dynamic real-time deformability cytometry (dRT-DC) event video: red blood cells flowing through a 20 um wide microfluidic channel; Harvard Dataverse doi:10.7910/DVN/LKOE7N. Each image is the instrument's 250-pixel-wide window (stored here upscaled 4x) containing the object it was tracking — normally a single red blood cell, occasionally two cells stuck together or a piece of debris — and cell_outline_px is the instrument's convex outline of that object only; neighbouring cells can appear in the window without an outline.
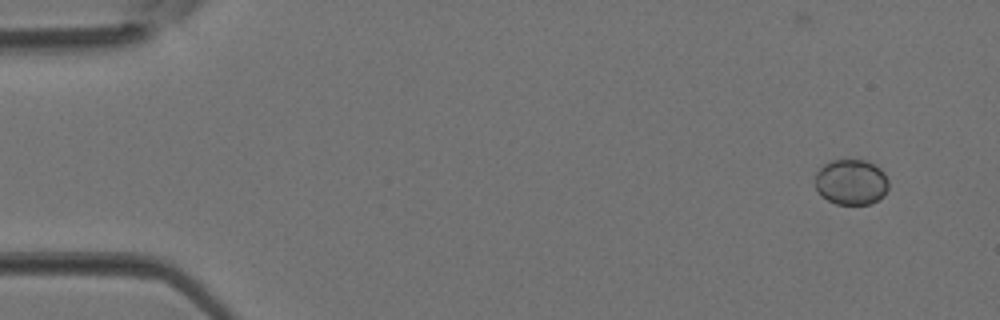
{"species": "Egyptian fruit bat (a non-hibernating species)", "species_latin": "Rousettus aegyptiacus", "temperature_condition": "room temperature", "stored_images_in_passage": 3, "camera_frame_rate_fps": 3000, "um_per_image_px": 0.085, "animal": {"sex": "female"}, "frame": {"image": 1, "passage_image": 1, "time_ms": 0.0, "image_size_px": [1000, 320], "cell_outline_px": [[888, 188], [884, 196], [872, 204], [836, 204], [820, 196], [816, 188], [816, 172], [828, 160], [868, 160], [880, 168], [884, 172], [888, 180]], "centroid_in_image_um": [72.36, 15.47], "position_along_channel_um": 12.6, "area_um2": 19.77}}